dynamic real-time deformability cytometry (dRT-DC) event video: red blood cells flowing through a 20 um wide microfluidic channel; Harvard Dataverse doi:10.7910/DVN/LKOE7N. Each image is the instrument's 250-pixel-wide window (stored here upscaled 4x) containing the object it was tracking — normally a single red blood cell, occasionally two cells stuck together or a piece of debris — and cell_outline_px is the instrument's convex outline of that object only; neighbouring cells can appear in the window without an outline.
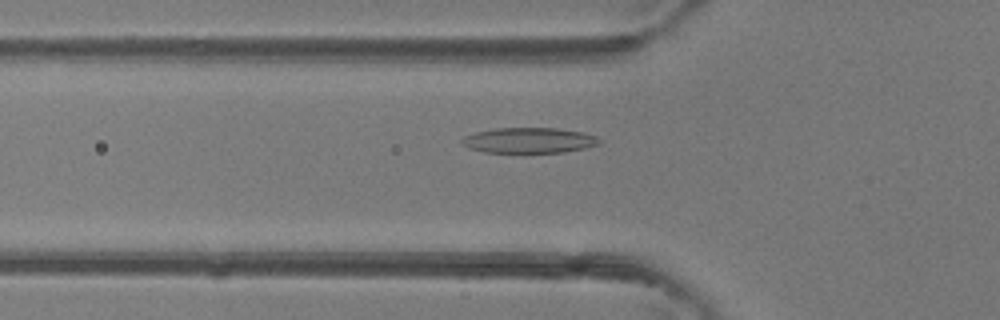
{"species": "common noctule bat (a hibernating species)", "species_latin": "Nyctalus noctula", "temperature_condition": "room temperature", "stored_images_in_passage": 36, "camera_frame_rate_fps": 3000, "um_per_image_px": 0.085, "animal": {"sex": "female"}, "frame": {"image": 1, "passage_image": 16, "time_ms": 5.0, "image_size_px": [1000, 320], "cell_outline_px": [[600, 144], [584, 148], [564, 152], [484, 152], [468, 148], [460, 140], [464, 136], [476, 132], [496, 128], [556, 128], [584, 132], [596, 136], [600, 140]], "centroid_in_image_um": [44.98, 11.92], "position_along_channel_um": 80.8, "area_um2": 20.29}}
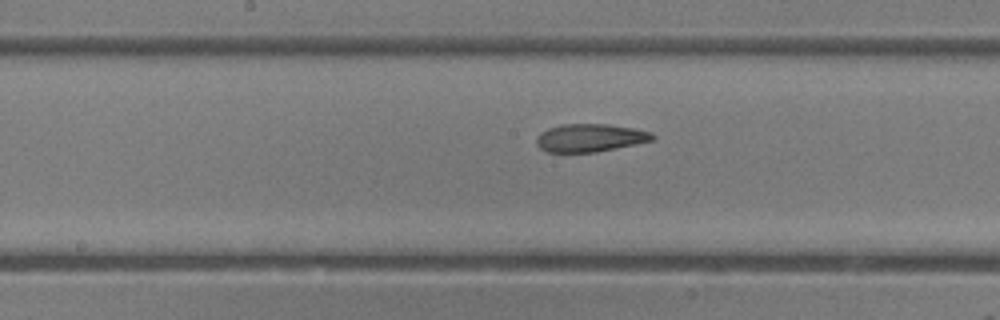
{"frame": {"image": 2, "passage_image": 24, "time_ms": 7.667, "image_size_px": [1000, 320], "cell_outline_px": [[656, 140], [596, 152], [548, 152], [540, 148], [536, 144], [536, 136], [540, 132], [548, 128], [560, 124], [608, 124], [632, 128], [652, 132], [656, 136]], "centroid_in_image_um": [50.16, 11.71], "position_along_channel_um": 198.0, "area_um2": 19.07}}
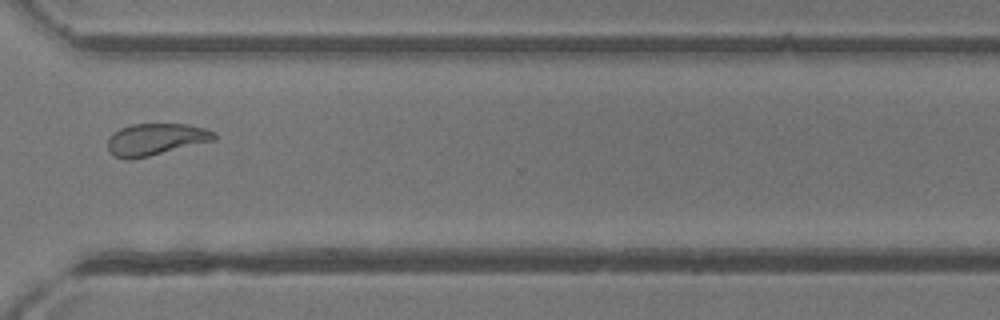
{"frame": {"image": 3, "passage_image": 35, "time_ms": 11.333, "image_size_px": [1000, 320], "cell_outline_px": [[216, 140], [148, 156], [128, 160], [124, 160], [108, 152], [108, 136], [112, 132], [120, 128], [132, 124], [188, 124], [204, 128], [216, 132]], "centroid_in_image_um": [13.21, 11.84], "position_along_channel_um": 357.4, "area_um2": 19.88}}